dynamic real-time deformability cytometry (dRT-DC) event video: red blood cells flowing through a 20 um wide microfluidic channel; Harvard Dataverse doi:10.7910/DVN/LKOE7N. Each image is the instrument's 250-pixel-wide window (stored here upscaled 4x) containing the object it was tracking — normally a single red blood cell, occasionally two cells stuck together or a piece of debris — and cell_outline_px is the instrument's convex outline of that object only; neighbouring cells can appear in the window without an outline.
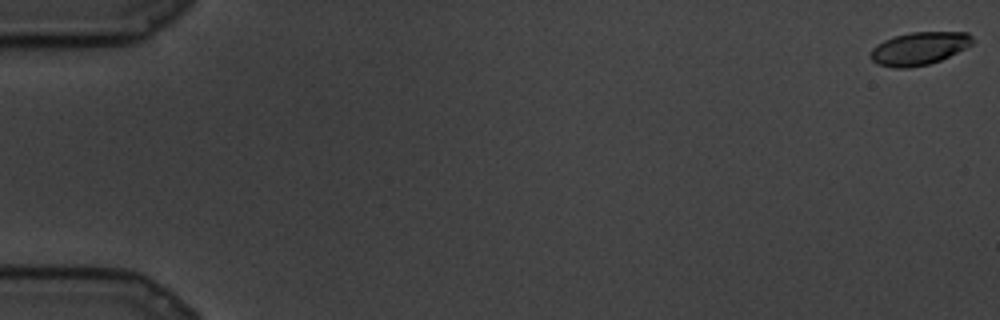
{"species": "common noctule bat (a hibernating species)", "species_latin": "Nyctalus noctula", "temperature_condition": "cold", "stored_images_in_passage": 83, "camera_frame_rate_fps": 3000, "um_per_image_px": 0.085, "animal": {"sex": "male", "body_mass_g": 19.5, "forearm_length_mm": 54.6}, "frame": {"image": 1, "passage_image": 1, "time_ms": 0.0, "image_size_px": [1000, 320], "cell_outline_px": [[976, 40], [972, 44], [940, 60], [928, 64], [908, 68], [896, 68], [876, 64], [868, 56], [868, 52], [876, 44], [884, 40], [908, 32], [968, 32]], "centroid_in_image_um": [78.08, 4.12], "position_along_channel_um": 6.9, "area_um2": 19.65}}
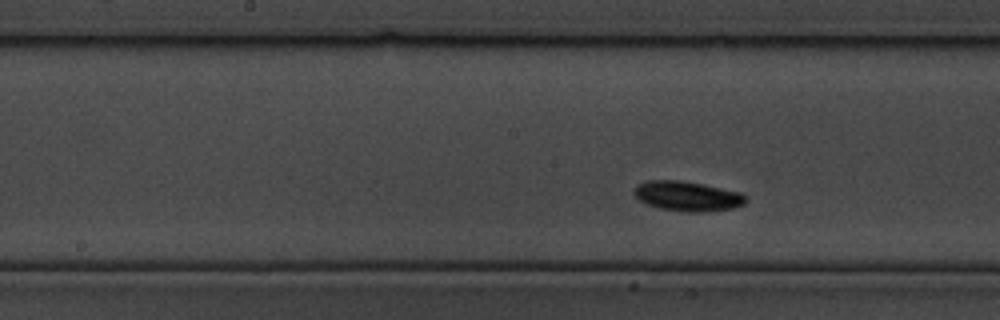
{"frame": {"image": 2, "passage_image": 38, "time_ms": 12.333, "image_size_px": [1000, 320], "cell_outline_px": [[748, 200], [744, 204], [732, 208], [700, 212], [688, 212], [660, 208], [648, 204], [640, 200], [636, 196], [636, 184], [648, 180], [680, 180], [740, 192]], "centroid_in_image_um": [58.43, 16.67], "position_along_channel_um": 189.8, "area_um2": 19.02}}
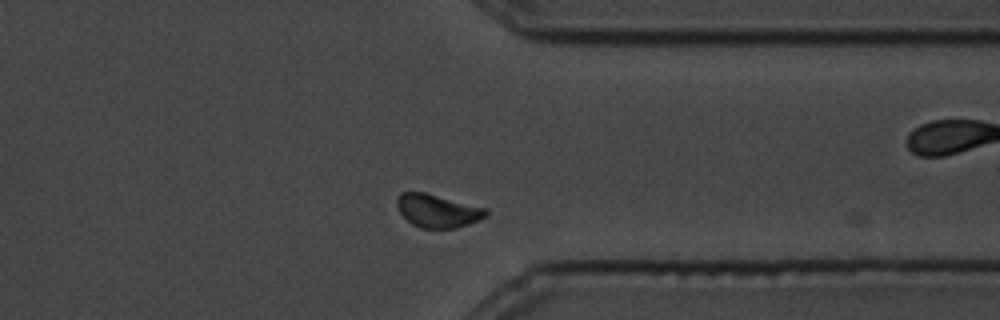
{"frame": {"image": 3, "passage_image": 63, "time_ms": 20.667, "image_size_px": [1000, 320], "cell_outline_px": [[488, 216], [468, 224], [456, 228], [420, 228], [412, 224], [400, 212], [396, 204], [396, 200], [400, 192], [424, 192], [488, 208]], "centroid_in_image_um": [37.21, 17.91], "position_along_channel_um": 374.2, "area_um2": 17.22}}